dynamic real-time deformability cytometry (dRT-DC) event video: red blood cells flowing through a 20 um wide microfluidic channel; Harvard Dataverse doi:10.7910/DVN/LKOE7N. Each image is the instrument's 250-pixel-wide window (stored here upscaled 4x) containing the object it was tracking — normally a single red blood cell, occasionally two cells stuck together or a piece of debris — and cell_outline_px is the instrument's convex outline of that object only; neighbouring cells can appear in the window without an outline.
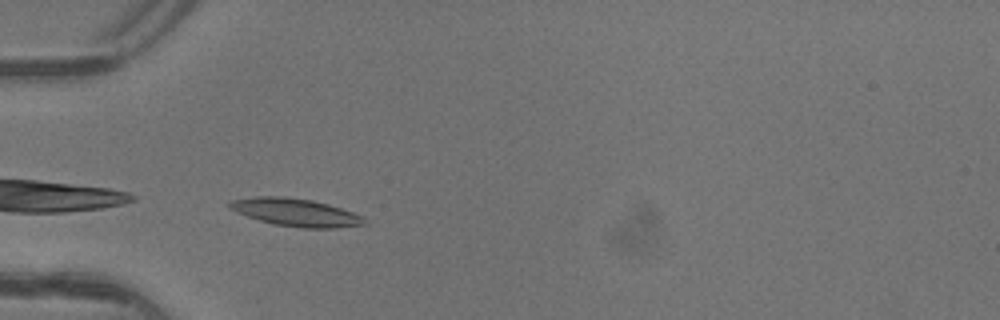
{"species": "common noctule bat (a hibernating species)", "species_latin": "Nyctalus noctula", "temperature_condition": "warm", "stored_images_in_passage": 4, "camera_frame_rate_fps": 3000, "um_per_image_px": 0.085, "animal": {"sex": "female"}, "frame": {"image": 1, "passage_image": 3, "time_ms": 0.667, "image_size_px": [1000, 320], "cell_outline_px": [[368, 224], [336, 228], [300, 228], [276, 224], [260, 220], [236, 212], [228, 208], [228, 200], [252, 196], [284, 196], [312, 200], [328, 204], [364, 216], [368, 220]], "centroid_in_image_um": [25.14, 18.04], "position_along_channel_um": 59.9, "area_um2": 22.02}}
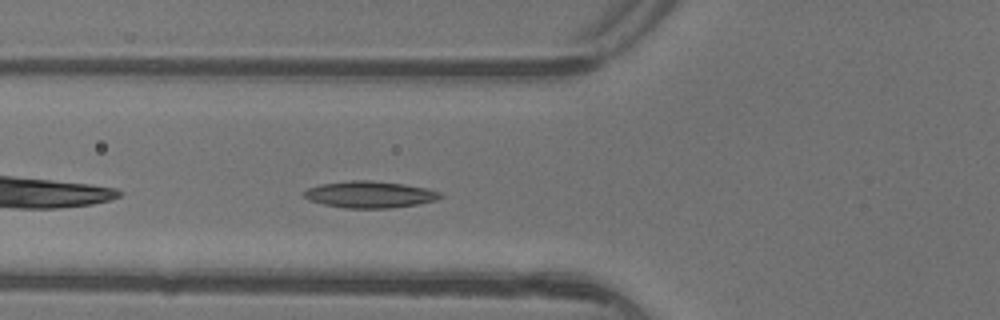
{"frame": {"image": 2, "passage_image": 4, "time_ms": 1.0, "image_size_px": [1000, 320], "cell_outline_px": [[444, 196], [436, 200], [416, 204], [392, 208], [344, 208], [324, 204], [308, 200], [300, 192], [308, 188], [320, 184], [348, 180], [368, 180], [404, 184], [428, 188], [440, 192]], "centroid_in_image_um": [31.41, 16.53], "position_along_channel_um": 94.4, "area_um2": 21.33}}